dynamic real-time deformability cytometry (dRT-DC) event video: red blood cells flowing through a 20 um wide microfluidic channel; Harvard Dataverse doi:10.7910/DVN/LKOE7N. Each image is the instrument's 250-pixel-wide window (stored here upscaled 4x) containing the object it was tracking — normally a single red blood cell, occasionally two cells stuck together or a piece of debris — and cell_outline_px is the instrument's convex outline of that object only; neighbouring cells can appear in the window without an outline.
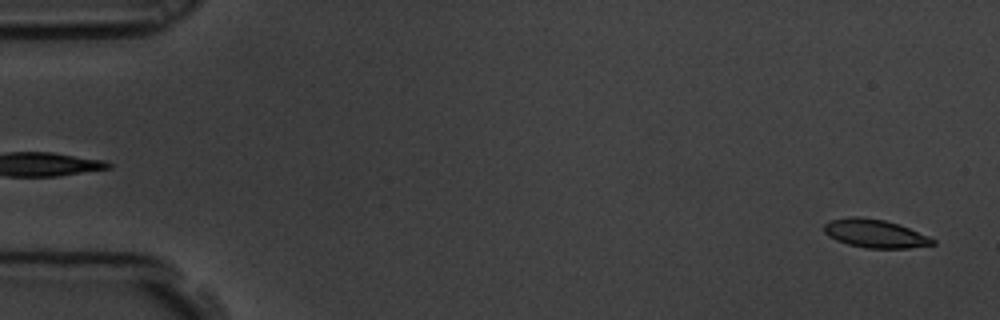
{"species": "common noctule bat (a hibernating species)", "species_latin": "Nyctalus noctula", "temperature_condition": "room temperature", "stored_images_in_passage": 59, "camera_frame_rate_fps": 3000, "um_per_image_px": 0.085, "animal": {"sex": "male", "body_mass_g": 19.5, "forearm_length_mm": 54.6}, "frame": {"image": 1, "passage_image": 2, "time_ms": 0.333, "image_size_px": [1000, 320], "cell_outline_px": [[936, 244], [908, 248], [864, 248], [848, 244], [836, 240], [828, 236], [824, 232], [824, 224], [832, 220], [852, 216], [860, 216], [884, 220], [900, 224], [928, 236], [936, 240]], "centroid_in_image_um": [74.38, 19.85], "position_along_channel_um": 10.6, "area_um2": 17.98}}
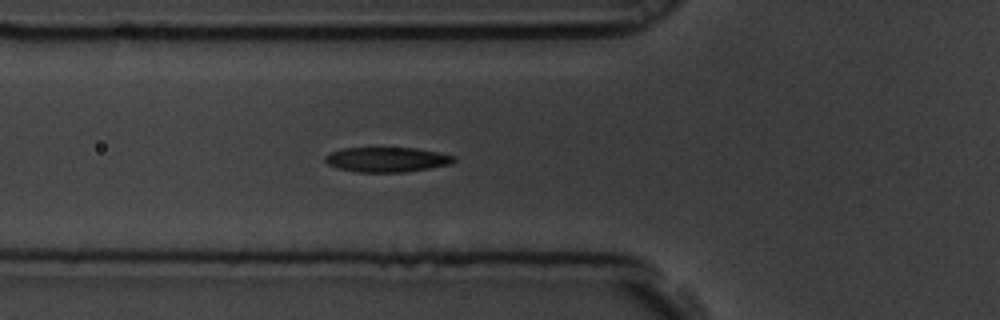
{"frame": {"image": 2, "passage_image": 21, "time_ms": 6.667, "image_size_px": [1000, 320], "cell_outline_px": [[456, 160], [452, 164], [408, 172], [356, 172], [336, 168], [328, 164], [324, 160], [324, 156], [328, 152], [340, 148], [416, 148], [440, 152], [456, 156]], "centroid_in_image_um": [32.88, 13.56], "position_along_channel_um": 92.9, "area_um2": 19.02}}
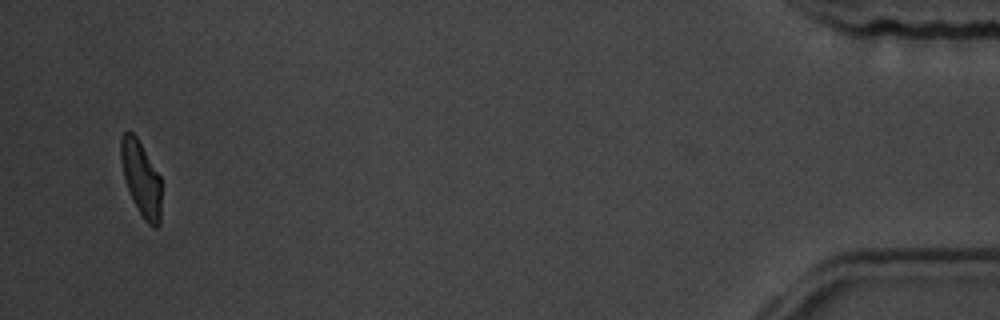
{"frame": {"image": 3, "passage_image": 57, "time_ms": 18.667, "image_size_px": [1000, 320], "cell_outline_px": [[160, 224], [156, 228], [152, 228], [144, 220], [128, 188], [124, 176], [120, 160], [120, 136], [124, 132], [132, 132], [136, 136], [160, 176]], "centroid_in_image_um": [11.99, 15.16], "position_along_channel_um": 423.2, "area_um2": 17.34}, "authors_computed_cell_mechanics": {"area_um2": 18.6116, "velocity_mm_per_s": 3.4415, "shape_relaxation_time_tau1_ms": 2.9245, "shape_relaxation_time_tau2_ms": 1.9598, "deformation_change_tau1": 0.1284, "deformation_change_tau2": 0.0675}}